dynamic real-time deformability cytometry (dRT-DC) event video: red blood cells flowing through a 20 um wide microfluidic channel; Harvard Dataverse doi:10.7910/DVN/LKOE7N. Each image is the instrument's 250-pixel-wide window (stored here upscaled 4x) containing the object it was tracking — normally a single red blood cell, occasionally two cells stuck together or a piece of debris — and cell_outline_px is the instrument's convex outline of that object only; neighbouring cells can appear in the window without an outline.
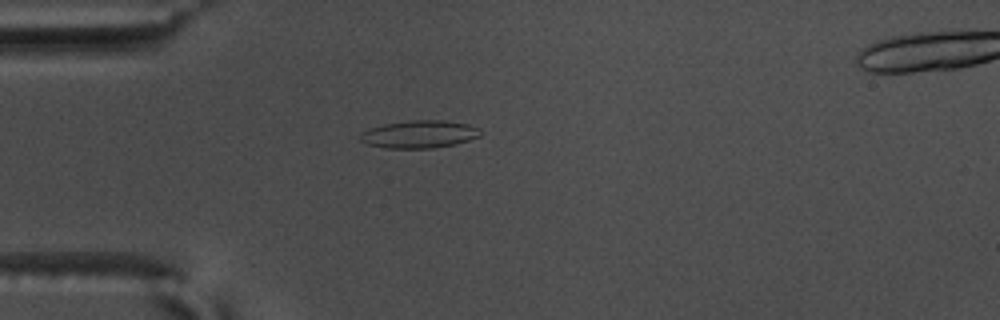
{"species": "common noctule bat (a hibernating species)", "species_latin": "Nyctalus noctula", "temperature_condition": "warm", "stored_images_in_passage": 43, "camera_frame_rate_fps": 3000, "um_per_image_px": 0.085, "animal": {"sex": "male", "body_mass_g": 17.5, "forearm_length_mm": 52.3}, "frame": {"image": 1, "passage_image": 3, "time_ms": 0.667, "image_size_px": [1000, 320], "cell_outline_px": [[480, 136], [456, 144], [432, 148], [384, 148], [364, 144], [360, 140], [360, 132], [368, 128], [384, 124], [412, 120], [444, 120], [468, 124], [480, 128]], "centroid_in_image_um": [35.6, 11.41], "position_along_channel_um": 49.4, "area_um2": 19.54}}
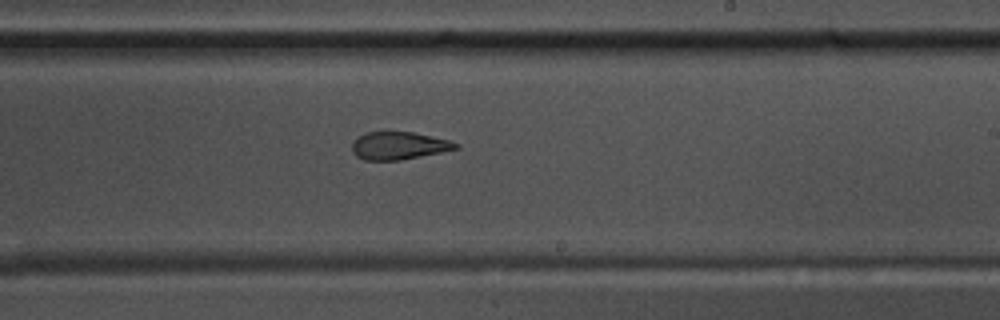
{"frame": {"image": 2, "passage_image": 21, "time_ms": 6.667, "image_size_px": [1000, 320], "cell_outline_px": [[460, 148], [400, 160], [364, 160], [356, 156], [352, 152], [352, 144], [360, 136], [368, 132], [412, 132], [448, 140], [460, 144]], "centroid_in_image_um": [33.9, 12.39], "position_along_channel_um": 255.1, "area_um2": 16.47}}
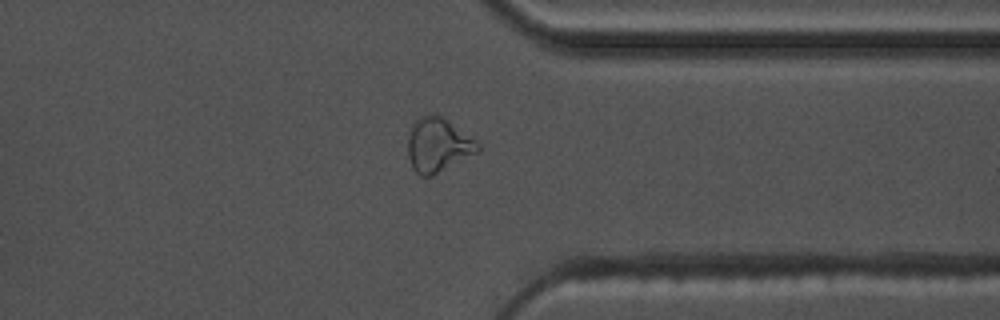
{"frame": {"image": 3, "passage_image": 31, "time_ms": 10.0, "image_size_px": [1000, 320], "cell_outline_px": [[480, 152], [432, 176], [420, 176], [412, 168], [408, 156], [408, 140], [412, 124], [420, 116], [432, 112], [440, 116], [476, 140], [480, 144]], "centroid_in_image_um": [37.23, 12.34], "position_along_channel_um": 374.2, "area_um2": 22.14}, "authors_computed_cell_mechanics": {"area_um2": 17.918, "velocity_mm_per_s": 3.6565, "shape_relaxation_time_tau1_ms": 6.4236, "shape_relaxation_time_tau2_ms": 2.9069, "deformation_change_tau1": 0.1871, "deformation_change_tau2": 0.1211}}